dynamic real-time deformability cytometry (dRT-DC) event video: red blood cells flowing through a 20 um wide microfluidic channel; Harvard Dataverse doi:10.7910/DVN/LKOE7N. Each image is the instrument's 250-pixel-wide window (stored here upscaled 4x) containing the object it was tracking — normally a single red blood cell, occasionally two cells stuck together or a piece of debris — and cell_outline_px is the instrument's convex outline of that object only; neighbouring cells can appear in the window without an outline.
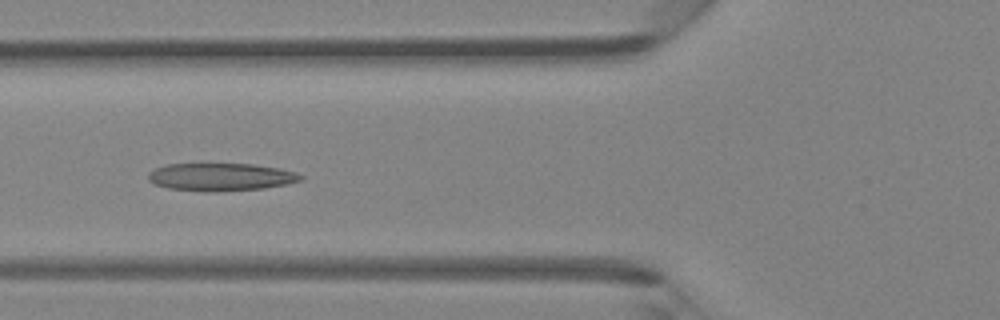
{"species": "Egyptian fruit bat (a non-hibernating species)", "species_latin": "Rousettus aegyptiacus", "temperature_condition": "room temperature", "stored_images_in_passage": 46, "camera_frame_rate_fps": 3000, "um_per_image_px": 0.085, "animal": {"sex": "female"}, "frame": {"image": 1, "passage_image": 17, "time_ms": 5.333, "image_size_px": [1000, 320], "cell_outline_px": [[304, 180], [288, 184], [264, 188], [216, 192], [208, 192], [168, 188], [152, 184], [148, 180], [148, 172], [156, 168], [168, 164], [252, 164], [280, 168], [296, 172], [304, 176]], "centroid_in_image_um": [18.79, 15.05], "position_along_channel_um": 107.0, "area_um2": 24.91}}
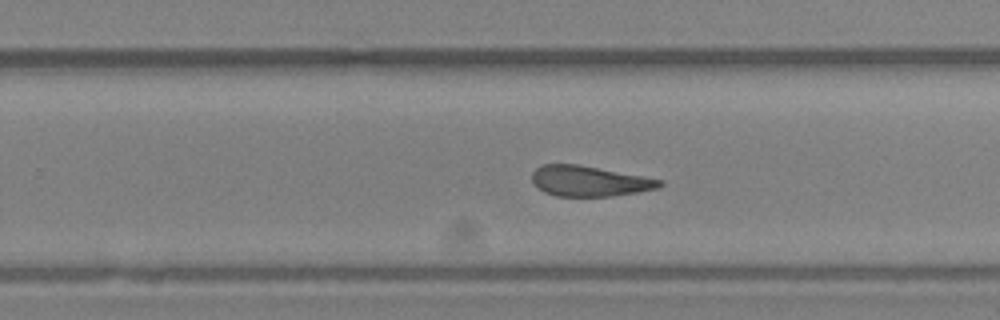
{"frame": {"image": 2, "passage_image": 29, "time_ms": 9.333, "image_size_px": [1000, 320], "cell_outline_px": [[664, 184], [660, 188], [612, 196], [556, 196], [544, 192], [536, 188], [532, 184], [532, 172], [540, 164], [576, 164], [644, 176], [664, 180]], "centroid_in_image_um": [50.07, 15.39], "position_along_channel_um": 279.7, "area_um2": 22.83}}
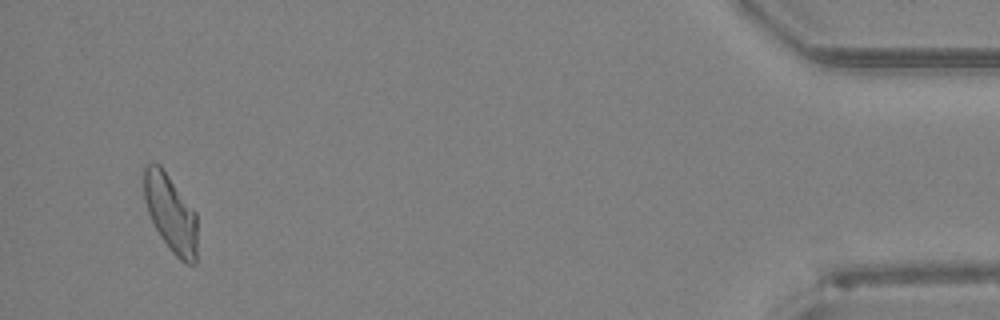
{"frame": {"image": 3, "passage_image": 44, "time_ms": 14.333, "image_size_px": [1000, 320], "cell_outline_px": [[196, 264], [188, 264], [180, 260], [172, 252], [160, 236], [148, 212], [144, 196], [144, 164], [160, 164], [196, 212]], "centroid_in_image_um": [14.51, 18.12], "position_along_channel_um": 420.7, "area_um2": 23.81}, "authors_computed_cell_mechanics": {"area_um2": 24.3627, "velocity_mm_per_s": 4.3336, "shape_relaxation_time_tau1_ms": null, "shape_relaxation_time_tau2_ms": 4.6758, "deformation_change_tau1": null, "deformation_change_tau2": 0.1267}}